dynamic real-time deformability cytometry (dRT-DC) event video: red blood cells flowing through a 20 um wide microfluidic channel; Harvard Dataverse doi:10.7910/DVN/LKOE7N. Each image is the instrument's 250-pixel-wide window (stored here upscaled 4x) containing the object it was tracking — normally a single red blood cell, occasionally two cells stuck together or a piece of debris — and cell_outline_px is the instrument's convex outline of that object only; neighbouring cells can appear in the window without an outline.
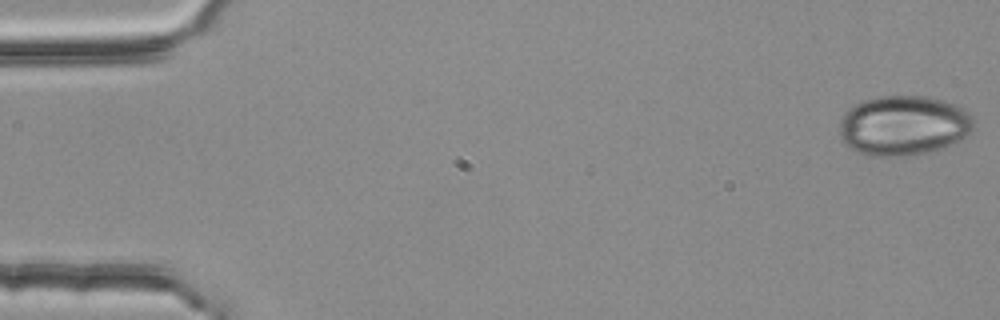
{"species": "common noctule bat (a hibernating species)", "species_latin": "Nyctalus noctula", "temperature_condition": "room temperature", "stored_images_in_passage": 54, "camera_frame_rate_fps": 3000, "um_per_image_px": 0.085, "animal": {"sex": "female", "body_mass_g": 25.1}, "frame": {"image": 1, "passage_image": 1, "time_ms": 0.0, "image_size_px": [1000, 320], "cell_outline_px": [[972, 128], [960, 140], [924, 152], [904, 156], [868, 156], [844, 144], [840, 136], [840, 120], [844, 112], [848, 108], [864, 100], [880, 96], [928, 96], [944, 100], [964, 108], [972, 116]], "centroid_in_image_um": [76.75, 10.64], "position_along_channel_um": 8.2, "area_um2": 46.47}}
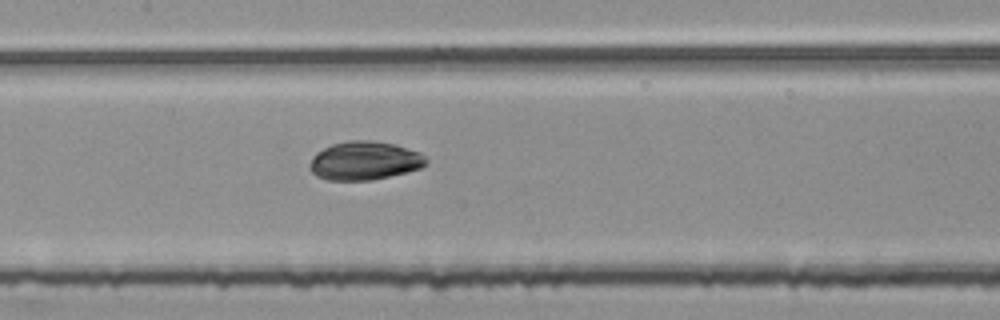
{"frame": {"image": 2, "passage_image": 26, "time_ms": 8.333, "image_size_px": [1000, 320], "cell_outline_px": [[428, 164], [420, 168], [408, 172], [372, 180], [328, 180], [316, 176], [308, 168], [308, 164], [316, 152], [332, 144], [348, 140], [372, 140], [392, 144], [416, 152], [424, 156], [428, 160]], "centroid_in_image_um": [30.95, 13.67], "position_along_channel_um": 176.5, "area_um2": 26.13}}
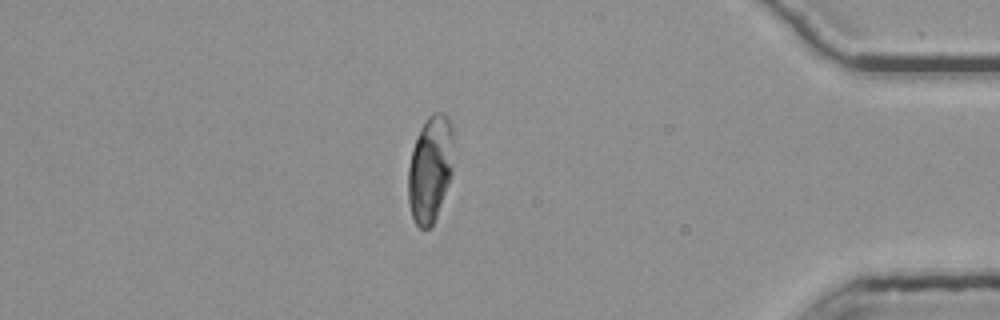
{"frame": {"image": 3, "passage_image": 47, "time_ms": 15.333, "image_size_px": [1000, 320], "cell_outline_px": [[452, 172], [448, 184], [432, 228], [420, 228], [416, 224], [412, 216], [408, 204], [408, 168], [412, 148], [416, 136], [424, 120], [432, 112], [444, 112], [448, 116], [452, 128]], "centroid_in_image_um": [36.55, 14.33], "position_along_channel_um": 398.7, "area_um2": 28.38}, "authors_computed_cell_mechanics": {"area_um2": 28.322, "velocity_mm_per_s": 3.7541, "shape_relaxation_time_tau1_ms": 6.7905, "shape_relaxation_time_tau2_ms": null, "deformation_change_tau1": 0.0855, "deformation_change_tau2": null}}